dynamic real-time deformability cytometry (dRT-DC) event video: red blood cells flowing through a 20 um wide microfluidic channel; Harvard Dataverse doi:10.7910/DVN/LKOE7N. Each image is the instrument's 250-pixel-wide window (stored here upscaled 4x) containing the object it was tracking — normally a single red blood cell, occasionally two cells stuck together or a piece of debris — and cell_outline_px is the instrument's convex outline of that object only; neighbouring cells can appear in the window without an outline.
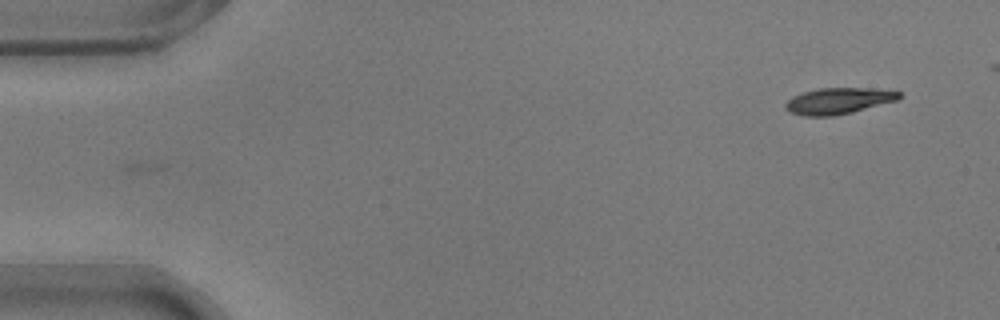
{"species": "common noctule bat (a hibernating species)", "species_latin": "Nyctalus noctula", "temperature_condition": "warm", "stored_images_in_passage": 46, "camera_frame_rate_fps": 3000, "um_per_image_px": 0.085, "animal": {"sex": "male", "body_mass_g": 17.9}, "frame": {"image": 1, "passage_image": 1, "time_ms": 0.0, "image_size_px": [1000, 320], "cell_outline_px": [[900, 100], [852, 112], [832, 116], [804, 116], [788, 112], [784, 108], [784, 104], [792, 96], [804, 92], [820, 88], [868, 88], [900, 92]], "centroid_in_image_um": [71.24, 8.58], "position_along_channel_um": 13.8, "area_um2": 17.4}}
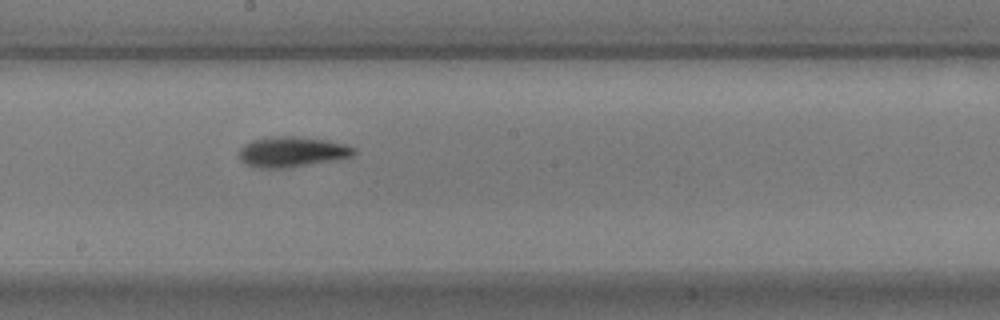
{"frame": {"image": 2, "passage_image": 27, "time_ms": 8.667, "image_size_px": [1000, 320], "cell_outline_px": [[356, 152], [352, 156], [336, 160], [288, 168], [260, 168], [244, 164], [240, 160], [240, 148], [244, 144], [252, 140], [272, 136], [296, 136], [328, 140], [344, 144], [356, 148]], "centroid_in_image_um": [24.82, 12.91], "position_along_channel_um": 223.4, "area_um2": 20.52}}
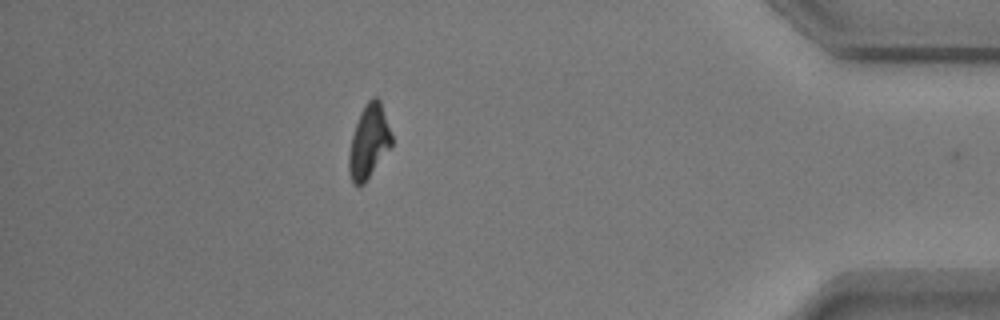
{"frame": {"image": 3, "passage_image": 45, "time_ms": 14.667, "image_size_px": [1000, 320], "cell_outline_px": [[392, 144], [364, 184], [352, 184], [348, 168], [348, 152], [352, 136], [360, 112], [364, 104], [372, 96], [376, 96], [380, 100], [392, 136]], "centroid_in_image_um": [31.33, 12.02], "position_along_channel_um": 403.9, "area_um2": 18.15}, "authors_computed_cell_mechanics": {"area_um2": 18.1781, "velocity_mm_per_s": 3.7465, "shape_relaxation_time_tau1_ms": 3.7739, "shape_relaxation_time_tau2_ms": 4.0676, "deformation_change_tau1": 0.2006, "deformation_change_tau2": 0.1261}}